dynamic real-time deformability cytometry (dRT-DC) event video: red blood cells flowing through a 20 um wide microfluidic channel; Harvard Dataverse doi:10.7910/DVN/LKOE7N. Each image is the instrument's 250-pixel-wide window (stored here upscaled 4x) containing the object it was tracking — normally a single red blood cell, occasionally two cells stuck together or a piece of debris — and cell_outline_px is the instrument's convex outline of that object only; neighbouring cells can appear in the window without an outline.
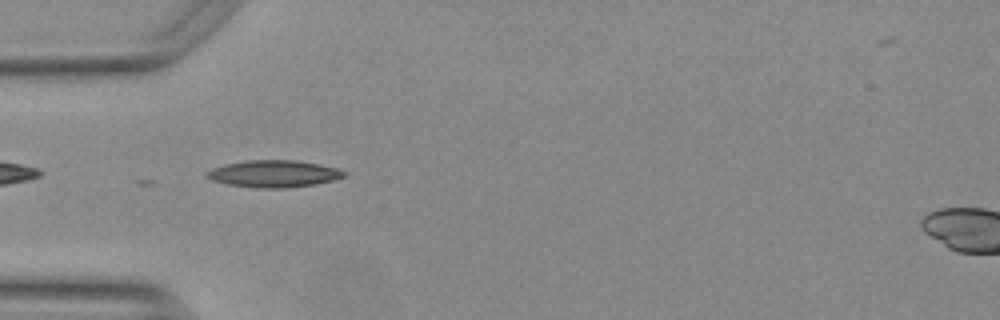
{"species": "Egyptian fruit bat (a non-hibernating species)", "species_latin": "Rousettus aegyptiacus", "temperature_condition": "warm", "stored_images_in_passage": 5, "camera_frame_rate_fps": 3000, "um_per_image_px": 0.085, "animal": {"sex": "female"}, "frame": {"image": 1, "passage_image": 1, "time_ms": 0.0, "image_size_px": [1000, 320], "cell_outline_px": [[348, 176], [316, 184], [284, 188], [256, 188], [228, 184], [212, 180], [204, 176], [204, 172], [212, 168], [224, 164], [248, 160], [296, 160], [320, 164], [336, 168], [348, 172]], "centroid_in_image_um": [23.27, 14.76], "position_along_channel_um": 61.7, "area_um2": 21.79}}